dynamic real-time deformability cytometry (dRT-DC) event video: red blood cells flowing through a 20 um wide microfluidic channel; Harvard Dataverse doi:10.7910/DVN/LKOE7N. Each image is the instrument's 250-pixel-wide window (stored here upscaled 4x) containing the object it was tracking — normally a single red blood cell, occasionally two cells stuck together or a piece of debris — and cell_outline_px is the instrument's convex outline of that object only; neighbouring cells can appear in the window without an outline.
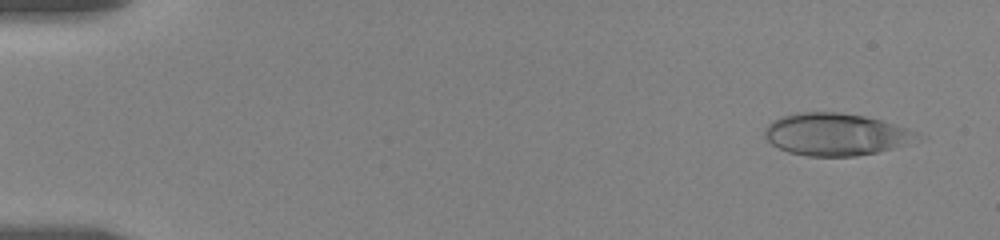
{"species": "human", "species_latin": "Homo sapiens", "temperature_condition": "room temperature", "stored_images_in_passage": 17, "camera_frame_rate_fps": 3000, "um_per_image_px": 0.085, "donor": {"sex": "female"}, "frame": {"image": 1, "passage_image": 5, "time_ms": 1.0, "image_size_px": [1000, 240], "cell_outline_px": [[920, 136], [904, 144], [892, 148], [876, 152], [856, 156], [808, 156], [788, 152], [772, 144], [764, 136], [764, 128], [772, 120], [780, 116], [796, 112], [840, 112], [864, 116], [880, 120], [908, 128], [916, 132]], "centroid_in_image_um": [70.96, 11.41], "position_along_channel_um": 14.0, "area_um2": 37.34}}